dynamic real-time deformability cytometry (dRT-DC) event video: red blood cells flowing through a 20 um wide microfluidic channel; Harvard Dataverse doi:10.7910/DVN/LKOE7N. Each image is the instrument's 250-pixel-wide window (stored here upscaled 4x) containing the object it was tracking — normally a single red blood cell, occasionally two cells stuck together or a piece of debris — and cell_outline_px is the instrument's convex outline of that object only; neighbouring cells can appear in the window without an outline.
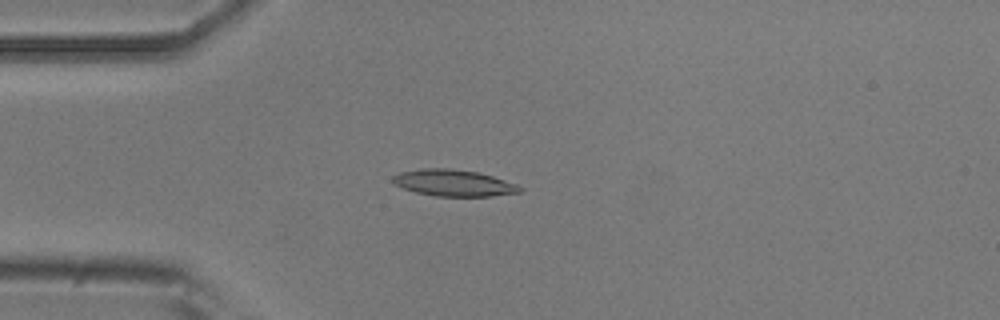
{"species": "common noctule bat (a hibernating species)", "species_latin": "Nyctalus noctula", "temperature_condition": "room temperature", "stored_images_in_passage": 5, "camera_frame_rate_fps": 3000, "um_per_image_px": 0.085, "animal": {"sex": "male", "body_mass_g": 20.5, "forearm_length_mm": 52.5}, "frame": {"image": 1, "passage_image": 4, "time_ms": 1.0, "image_size_px": [1000, 320], "cell_outline_px": [[524, 188], [520, 192], [492, 196], [436, 196], [416, 192], [404, 188], [396, 184], [392, 180], [392, 176], [400, 172], [424, 168], [452, 168], [480, 172], [516, 184]], "centroid_in_image_um": [38.58, 15.54], "position_along_channel_um": 46.4, "area_um2": 19.59}}